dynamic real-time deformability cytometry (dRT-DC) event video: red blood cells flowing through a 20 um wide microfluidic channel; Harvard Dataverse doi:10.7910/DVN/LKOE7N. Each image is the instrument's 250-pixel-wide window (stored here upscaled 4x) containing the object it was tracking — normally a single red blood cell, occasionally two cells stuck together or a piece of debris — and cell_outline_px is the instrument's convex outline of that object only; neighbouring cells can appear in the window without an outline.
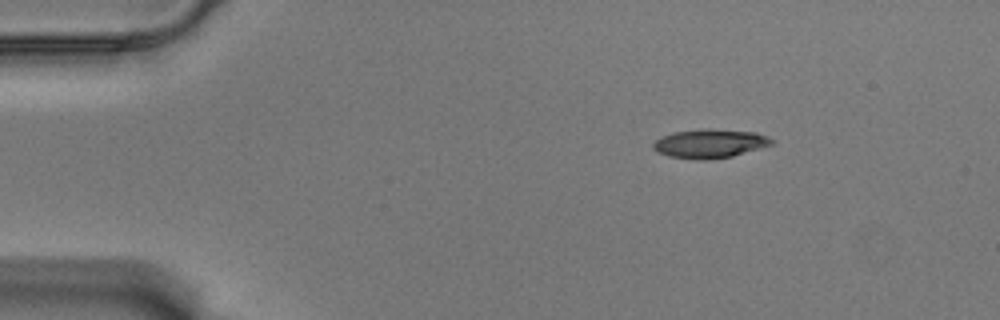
{"species": "Egyptian fruit bat (a non-hibernating species)", "species_latin": "Rousettus aegyptiacus", "temperature_condition": "warm", "stored_images_in_passage": 50, "camera_frame_rate_fps": 3000, "um_per_image_px": 0.085, "animal": {"sex": "male"}, "frame": {"image": 1, "passage_image": 1, "time_ms": 0.0, "image_size_px": [1000, 320], "cell_outline_px": [[772, 144], [732, 156], [712, 160], [692, 160], [668, 156], [656, 152], [652, 148], [652, 144], [656, 140], [672, 132], [700, 128], [708, 128], [756, 132], [772, 140]], "centroid_in_image_um": [60.25, 12.21], "position_along_channel_um": 24.7, "area_um2": 20.06}}
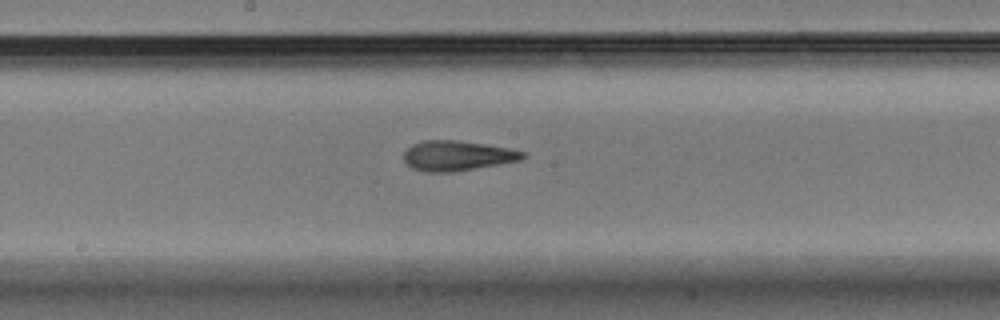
{"frame": {"image": 2, "passage_image": 23, "time_ms": 7.333, "image_size_px": [1000, 320], "cell_outline_px": [[524, 156], [520, 160], [452, 172], [424, 172], [412, 168], [404, 160], [404, 152], [412, 144], [424, 140], [456, 140], [484, 144], [508, 148], [524, 152]], "centroid_in_image_um": [38.81, 13.23], "position_along_channel_um": 209.4, "area_um2": 20.52}}
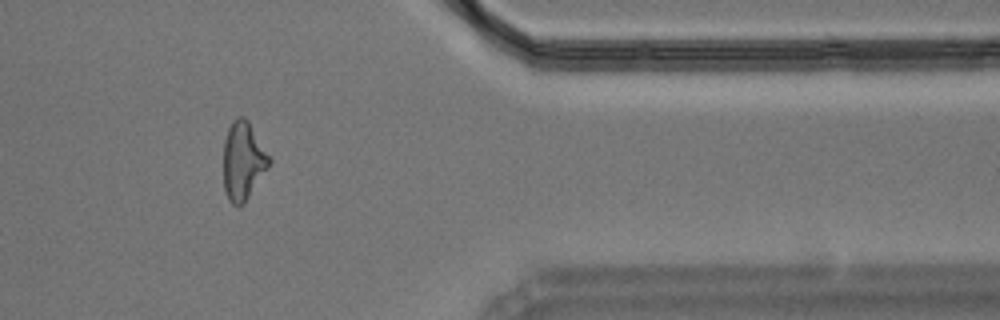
{"frame": {"image": 3, "passage_image": 40, "time_ms": 13.0, "image_size_px": [1000, 320], "cell_outline_px": [[272, 160], [268, 168], [244, 204], [232, 204], [228, 200], [224, 188], [224, 140], [228, 128], [232, 120], [236, 116], [244, 116], [248, 120], [272, 156]], "centroid_in_image_um": [20.69, 13.63], "position_along_channel_um": 390.7, "area_um2": 21.21}, "authors_computed_cell_mechanics": {"area_um2": 20.5479, "velocity_mm_per_s": 3.5321, "shape_relaxation_time_tau1_ms": 4.8728, "shape_relaxation_time_tau2_ms": 2.4533, "deformation_change_tau1": 0.1842, "deformation_change_tau2": 0.1239}}